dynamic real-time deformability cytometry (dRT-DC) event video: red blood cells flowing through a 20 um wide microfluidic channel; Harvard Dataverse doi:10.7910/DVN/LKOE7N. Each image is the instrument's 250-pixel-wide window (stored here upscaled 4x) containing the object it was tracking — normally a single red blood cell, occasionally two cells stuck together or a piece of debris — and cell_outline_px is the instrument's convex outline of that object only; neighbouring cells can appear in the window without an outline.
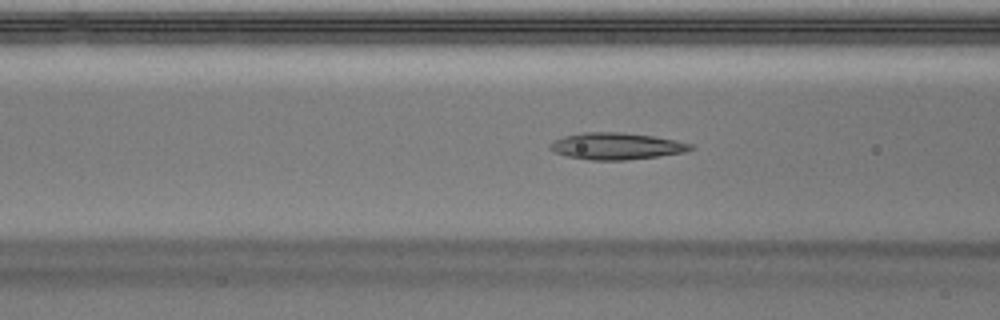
{"species": "Egyptian fruit bat (a non-hibernating species)", "species_latin": "Rousettus aegyptiacus", "temperature_condition": "warm", "stored_images_in_passage": 48, "camera_frame_rate_fps": 3000, "um_per_image_px": 0.085, "animal": {"sex": "male"}, "frame": {"image": 1, "passage_image": 17, "time_ms": 5.333, "image_size_px": [1000, 320], "cell_outline_px": [[696, 148], [684, 152], [656, 156], [624, 160], [592, 160], [568, 156], [552, 152], [548, 148], [548, 144], [552, 140], [564, 136], [584, 132], [620, 132], [652, 136], [692, 144]], "centroid_in_image_um": [52.32, 12.42], "position_along_channel_um": 114.3, "area_um2": 21.79}}
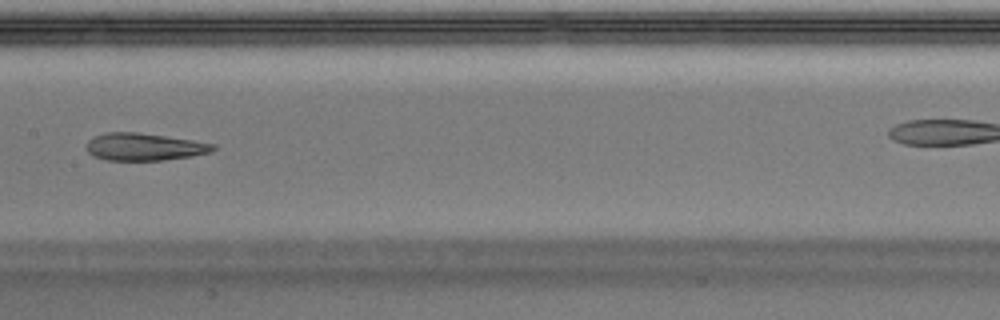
{"frame": {"image": 2, "passage_image": 23, "time_ms": 7.333, "image_size_px": [1000, 320], "cell_outline_px": [[216, 148], [212, 152], [192, 156], [160, 160], [108, 160], [92, 156], [84, 148], [88, 140], [92, 136], [104, 132], [136, 132], [192, 140], [216, 144]], "centroid_in_image_um": [12.21, 12.47], "position_along_channel_um": 195.2, "area_um2": 20.35}}
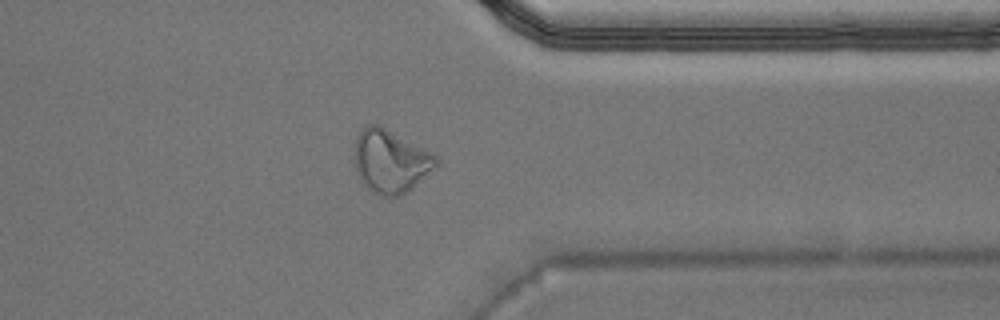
{"frame": {"image": 3, "passage_image": 37, "time_ms": 12.0, "image_size_px": [1000, 320], "cell_outline_px": [[436, 164], [408, 192], [396, 196], [380, 196], [372, 192], [360, 180], [356, 168], [356, 140], [360, 128], [368, 124], [376, 124], [432, 152], [436, 156]], "centroid_in_image_um": [33.16, 13.71], "position_along_channel_um": 378.2, "area_um2": 29.25}, "authors_computed_cell_mechanics": {"area_um2": 21.8484, "velocity_mm_per_s": 4.0304, "shape_relaxation_time_tau1_ms": null, "shape_relaxation_time_tau2_ms": 2.6209, "deformation_change_tau1": null, "deformation_change_tau2": 0.1276}}